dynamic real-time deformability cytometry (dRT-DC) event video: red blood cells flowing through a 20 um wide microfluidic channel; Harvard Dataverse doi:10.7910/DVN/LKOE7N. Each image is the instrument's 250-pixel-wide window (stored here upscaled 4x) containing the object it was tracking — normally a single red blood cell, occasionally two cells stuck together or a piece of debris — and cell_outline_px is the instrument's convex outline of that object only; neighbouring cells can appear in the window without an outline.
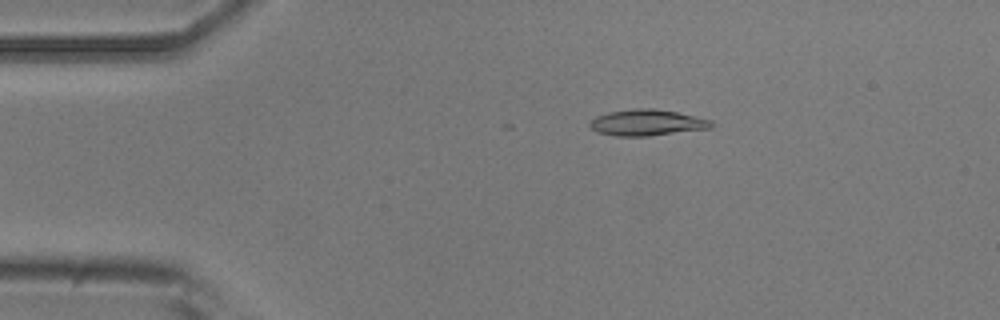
{"species": "common noctule bat (a hibernating species)", "species_latin": "Nyctalus noctula", "temperature_condition": "room temperature", "stored_images_in_passage": 5, "camera_frame_rate_fps": 3000, "um_per_image_px": 0.085, "animal": {"sex": "male", "body_mass_g": 20.5, "forearm_length_mm": 52.5}, "frame": {"image": 1, "passage_image": 3, "time_ms": 2.333, "image_size_px": [1000, 320], "cell_outline_px": [[712, 128], [648, 136], [616, 136], [596, 132], [588, 124], [596, 116], [608, 112], [632, 108], [652, 108], [676, 112], [712, 120]], "centroid_in_image_um": [54.97, 10.42], "position_along_channel_um": 30.0, "area_um2": 18.5}}
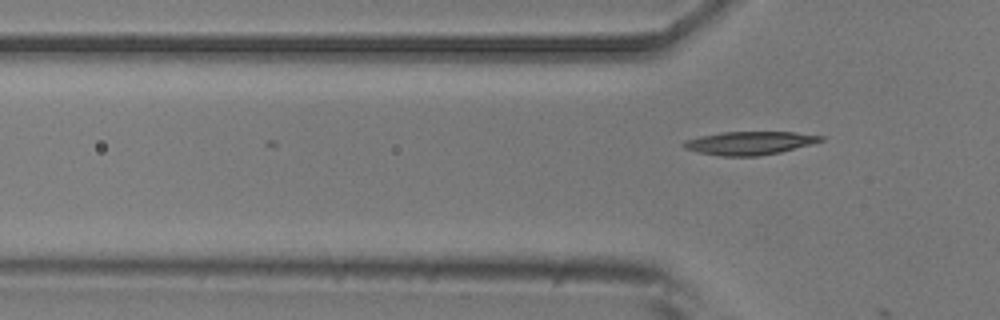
{"frame": {"image": 2, "passage_image": 5, "time_ms": 4.667, "image_size_px": [1000, 320], "cell_outline_px": [[824, 140], [780, 152], [760, 156], [720, 156], [696, 152], [684, 148], [680, 144], [684, 140], [700, 136], [724, 132], [796, 132], [824, 136]], "centroid_in_image_um": [63.66, 12.16], "position_along_channel_um": 62.1, "area_um2": 18.61}}